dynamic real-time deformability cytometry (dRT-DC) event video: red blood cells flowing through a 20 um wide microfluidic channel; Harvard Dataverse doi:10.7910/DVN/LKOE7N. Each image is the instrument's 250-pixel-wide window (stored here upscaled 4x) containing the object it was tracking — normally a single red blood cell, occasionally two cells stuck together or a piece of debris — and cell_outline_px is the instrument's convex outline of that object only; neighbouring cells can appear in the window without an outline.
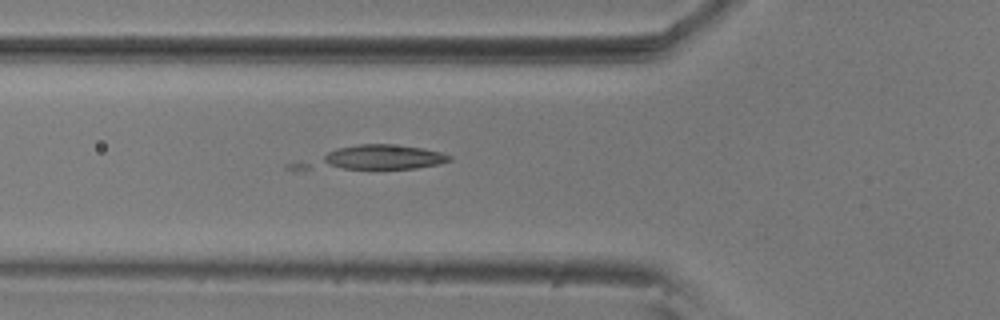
{"species": "common noctule bat (a hibernating species)", "species_latin": "Nyctalus noctula", "temperature_condition": "room temperature", "stored_images_in_passage": 21, "camera_frame_rate_fps": 3000, "um_per_image_px": 0.085, "animal": {"sex": "male", "body_mass_g": 20.5, "forearm_length_mm": 52.5}, "frame": {"image": 1, "passage_image": 3, "time_ms": 0.667, "image_size_px": [1000, 320], "cell_outline_px": [[452, 160], [440, 164], [416, 168], [344, 168], [328, 164], [324, 160], [324, 156], [328, 152], [336, 148], [356, 144], [388, 144], [424, 148], [440, 152], [452, 156]], "centroid_in_image_um": [32.67, 13.32], "position_along_channel_um": 93.1, "area_um2": 17.92}}
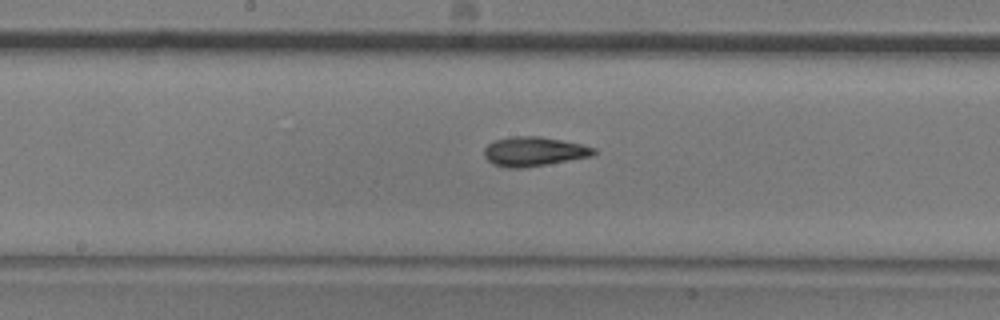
{"frame": {"image": 2, "passage_image": 12, "time_ms": 3.667, "image_size_px": [1000, 320], "cell_outline_px": [[596, 152], [592, 156], [524, 168], [508, 168], [492, 164], [484, 156], [484, 148], [488, 144], [496, 140], [512, 136], [540, 136], [580, 144], [596, 148]], "centroid_in_image_um": [45.36, 12.88], "position_along_channel_um": 202.8, "area_um2": 18.67}}
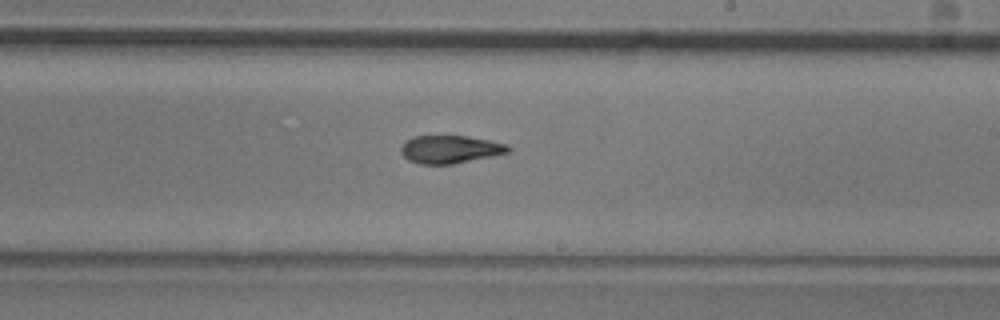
{"frame": {"image": 3, "passage_image": 16, "time_ms": 5.0, "image_size_px": [1000, 320], "cell_outline_px": [[512, 148], [508, 152], [492, 156], [452, 164], [420, 164], [408, 160], [400, 152], [400, 148], [412, 136], [468, 136], [508, 144]], "centroid_in_image_um": [38.27, 12.69], "position_along_channel_um": 250.7, "area_um2": 17.34}}